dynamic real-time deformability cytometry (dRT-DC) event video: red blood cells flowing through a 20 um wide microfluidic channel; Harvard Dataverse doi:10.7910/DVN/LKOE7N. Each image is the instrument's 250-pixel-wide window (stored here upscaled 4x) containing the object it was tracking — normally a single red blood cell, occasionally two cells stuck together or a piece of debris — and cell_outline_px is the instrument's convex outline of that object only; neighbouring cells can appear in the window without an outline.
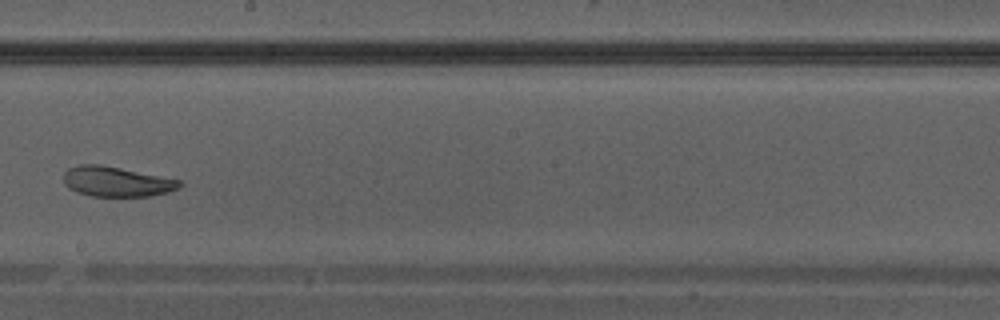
{"species": "Egyptian fruit bat (a non-hibernating species)", "species_latin": "Rousettus aegyptiacus", "temperature_condition": "warm", "stored_images_in_passage": 38, "camera_frame_rate_fps": 3000, "um_per_image_px": 0.085, "animal": {"sex": "male"}, "frame": {"image": 1, "passage_image": 22, "time_ms": 7.0, "image_size_px": [1000, 320], "cell_outline_px": [[184, 184], [180, 188], [168, 192], [148, 196], [92, 196], [76, 192], [68, 188], [64, 184], [64, 172], [68, 168], [80, 164], [100, 164], [180, 180]], "centroid_in_image_um": [9.89, 15.44], "position_along_channel_um": 238.3, "area_um2": 20.29}}